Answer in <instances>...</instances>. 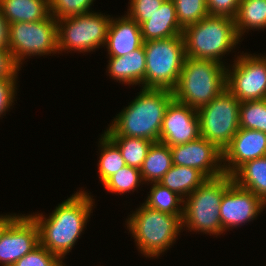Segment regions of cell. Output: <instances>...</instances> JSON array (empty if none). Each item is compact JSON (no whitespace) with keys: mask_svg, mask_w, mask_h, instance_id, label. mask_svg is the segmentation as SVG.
<instances>
[{"mask_svg":"<svg viewBox=\"0 0 266 266\" xmlns=\"http://www.w3.org/2000/svg\"><path fill=\"white\" fill-rule=\"evenodd\" d=\"M89 194L84 190L77 191L56 206L48 217L43 213L30 215L39 227L40 244L62 261L89 222L94 205Z\"/></svg>","mask_w":266,"mask_h":266,"instance_id":"cell-1","label":"cell"},{"mask_svg":"<svg viewBox=\"0 0 266 266\" xmlns=\"http://www.w3.org/2000/svg\"><path fill=\"white\" fill-rule=\"evenodd\" d=\"M142 91L119 112L104 131L106 136H127L159 142L167 106L174 99L168 89L141 88Z\"/></svg>","mask_w":266,"mask_h":266,"instance_id":"cell-2","label":"cell"},{"mask_svg":"<svg viewBox=\"0 0 266 266\" xmlns=\"http://www.w3.org/2000/svg\"><path fill=\"white\" fill-rule=\"evenodd\" d=\"M185 56L225 64L223 56L229 54L240 39L235 21L228 16L208 15L198 23L183 28Z\"/></svg>","mask_w":266,"mask_h":266,"instance_id":"cell-3","label":"cell"},{"mask_svg":"<svg viewBox=\"0 0 266 266\" xmlns=\"http://www.w3.org/2000/svg\"><path fill=\"white\" fill-rule=\"evenodd\" d=\"M226 68L217 61L185 57L174 100L196 110L207 105L227 88Z\"/></svg>","mask_w":266,"mask_h":266,"instance_id":"cell-4","label":"cell"},{"mask_svg":"<svg viewBox=\"0 0 266 266\" xmlns=\"http://www.w3.org/2000/svg\"><path fill=\"white\" fill-rule=\"evenodd\" d=\"M182 216L160 212L142 204L129 215L126 225L135 239L138 251L152 259L173 246L184 229Z\"/></svg>","mask_w":266,"mask_h":266,"instance_id":"cell-5","label":"cell"},{"mask_svg":"<svg viewBox=\"0 0 266 266\" xmlns=\"http://www.w3.org/2000/svg\"><path fill=\"white\" fill-rule=\"evenodd\" d=\"M232 175L208 178L184 200L182 226L186 230L210 235L224 233L220 220V202Z\"/></svg>","mask_w":266,"mask_h":266,"instance_id":"cell-6","label":"cell"},{"mask_svg":"<svg viewBox=\"0 0 266 266\" xmlns=\"http://www.w3.org/2000/svg\"><path fill=\"white\" fill-rule=\"evenodd\" d=\"M146 73L144 88L173 90L185 59L182 35L144 42Z\"/></svg>","mask_w":266,"mask_h":266,"instance_id":"cell-7","label":"cell"},{"mask_svg":"<svg viewBox=\"0 0 266 266\" xmlns=\"http://www.w3.org/2000/svg\"><path fill=\"white\" fill-rule=\"evenodd\" d=\"M110 17L92 11L57 20L58 53L68 50L84 53L104 47Z\"/></svg>","mask_w":266,"mask_h":266,"instance_id":"cell-8","label":"cell"},{"mask_svg":"<svg viewBox=\"0 0 266 266\" xmlns=\"http://www.w3.org/2000/svg\"><path fill=\"white\" fill-rule=\"evenodd\" d=\"M240 103L226 88L210 103L198 109L200 137L223 152L240 128Z\"/></svg>","mask_w":266,"mask_h":266,"instance_id":"cell-9","label":"cell"},{"mask_svg":"<svg viewBox=\"0 0 266 266\" xmlns=\"http://www.w3.org/2000/svg\"><path fill=\"white\" fill-rule=\"evenodd\" d=\"M9 50L14 60L22 62L30 56H44L58 52L57 20L50 15L36 22L9 24Z\"/></svg>","mask_w":266,"mask_h":266,"instance_id":"cell-10","label":"cell"},{"mask_svg":"<svg viewBox=\"0 0 266 266\" xmlns=\"http://www.w3.org/2000/svg\"><path fill=\"white\" fill-rule=\"evenodd\" d=\"M233 60L226 68L227 89L240 102L266 99V56L242 53Z\"/></svg>","mask_w":266,"mask_h":266,"instance_id":"cell-11","label":"cell"},{"mask_svg":"<svg viewBox=\"0 0 266 266\" xmlns=\"http://www.w3.org/2000/svg\"><path fill=\"white\" fill-rule=\"evenodd\" d=\"M265 207L266 204L259 197L232 180L220 202L222 229L226 232L256 219Z\"/></svg>","mask_w":266,"mask_h":266,"instance_id":"cell-12","label":"cell"},{"mask_svg":"<svg viewBox=\"0 0 266 266\" xmlns=\"http://www.w3.org/2000/svg\"><path fill=\"white\" fill-rule=\"evenodd\" d=\"M173 165L193 167L207 178L224 174L222 151L205 138L170 147Z\"/></svg>","mask_w":266,"mask_h":266,"instance_id":"cell-13","label":"cell"},{"mask_svg":"<svg viewBox=\"0 0 266 266\" xmlns=\"http://www.w3.org/2000/svg\"><path fill=\"white\" fill-rule=\"evenodd\" d=\"M200 137L197 110L172 100L167 106L159 135V142L176 146Z\"/></svg>","mask_w":266,"mask_h":266,"instance_id":"cell-14","label":"cell"},{"mask_svg":"<svg viewBox=\"0 0 266 266\" xmlns=\"http://www.w3.org/2000/svg\"><path fill=\"white\" fill-rule=\"evenodd\" d=\"M40 244L39 227L30 214L20 216L0 239V264L13 266Z\"/></svg>","mask_w":266,"mask_h":266,"instance_id":"cell-15","label":"cell"},{"mask_svg":"<svg viewBox=\"0 0 266 266\" xmlns=\"http://www.w3.org/2000/svg\"><path fill=\"white\" fill-rule=\"evenodd\" d=\"M264 156H266V133L239 128L222 152L224 174L232 175L245 162Z\"/></svg>","mask_w":266,"mask_h":266,"instance_id":"cell-16","label":"cell"},{"mask_svg":"<svg viewBox=\"0 0 266 266\" xmlns=\"http://www.w3.org/2000/svg\"><path fill=\"white\" fill-rule=\"evenodd\" d=\"M123 16L111 17L105 44L109 57L124 56L144 43L140 25L126 14Z\"/></svg>","mask_w":266,"mask_h":266,"instance_id":"cell-17","label":"cell"},{"mask_svg":"<svg viewBox=\"0 0 266 266\" xmlns=\"http://www.w3.org/2000/svg\"><path fill=\"white\" fill-rule=\"evenodd\" d=\"M107 70L109 76L119 83L127 85H142L146 73V57L144 44L120 57H109Z\"/></svg>","mask_w":266,"mask_h":266,"instance_id":"cell-18","label":"cell"},{"mask_svg":"<svg viewBox=\"0 0 266 266\" xmlns=\"http://www.w3.org/2000/svg\"><path fill=\"white\" fill-rule=\"evenodd\" d=\"M140 28L144 42L175 37L182 35L183 31L172 0H165L158 11L143 22Z\"/></svg>","mask_w":266,"mask_h":266,"instance_id":"cell-19","label":"cell"},{"mask_svg":"<svg viewBox=\"0 0 266 266\" xmlns=\"http://www.w3.org/2000/svg\"><path fill=\"white\" fill-rule=\"evenodd\" d=\"M0 9L9 24L36 22L50 16L49 0H0Z\"/></svg>","mask_w":266,"mask_h":266,"instance_id":"cell-20","label":"cell"},{"mask_svg":"<svg viewBox=\"0 0 266 266\" xmlns=\"http://www.w3.org/2000/svg\"><path fill=\"white\" fill-rule=\"evenodd\" d=\"M232 179L266 204V156L245 162L232 174Z\"/></svg>","mask_w":266,"mask_h":266,"instance_id":"cell-21","label":"cell"},{"mask_svg":"<svg viewBox=\"0 0 266 266\" xmlns=\"http://www.w3.org/2000/svg\"><path fill=\"white\" fill-rule=\"evenodd\" d=\"M207 179L196 168L173 165L159 183L185 199Z\"/></svg>","mask_w":266,"mask_h":266,"instance_id":"cell-22","label":"cell"},{"mask_svg":"<svg viewBox=\"0 0 266 266\" xmlns=\"http://www.w3.org/2000/svg\"><path fill=\"white\" fill-rule=\"evenodd\" d=\"M172 166L170 146L162 142H153L140 168L143 182H159Z\"/></svg>","mask_w":266,"mask_h":266,"instance_id":"cell-23","label":"cell"},{"mask_svg":"<svg viewBox=\"0 0 266 266\" xmlns=\"http://www.w3.org/2000/svg\"><path fill=\"white\" fill-rule=\"evenodd\" d=\"M235 28L239 39L250 30L266 28V0H240Z\"/></svg>","mask_w":266,"mask_h":266,"instance_id":"cell-24","label":"cell"},{"mask_svg":"<svg viewBox=\"0 0 266 266\" xmlns=\"http://www.w3.org/2000/svg\"><path fill=\"white\" fill-rule=\"evenodd\" d=\"M151 185L150 194L143 203L145 206L171 215H183L184 199L182 197L159 182Z\"/></svg>","mask_w":266,"mask_h":266,"instance_id":"cell-25","label":"cell"},{"mask_svg":"<svg viewBox=\"0 0 266 266\" xmlns=\"http://www.w3.org/2000/svg\"><path fill=\"white\" fill-rule=\"evenodd\" d=\"M120 150L125 164L140 169L152 145L151 140L127 136H107Z\"/></svg>","mask_w":266,"mask_h":266,"instance_id":"cell-26","label":"cell"},{"mask_svg":"<svg viewBox=\"0 0 266 266\" xmlns=\"http://www.w3.org/2000/svg\"><path fill=\"white\" fill-rule=\"evenodd\" d=\"M100 160L98 163L99 179L103 184L113 174L125 167V161L119 148L103 133L99 139Z\"/></svg>","mask_w":266,"mask_h":266,"instance_id":"cell-27","label":"cell"},{"mask_svg":"<svg viewBox=\"0 0 266 266\" xmlns=\"http://www.w3.org/2000/svg\"><path fill=\"white\" fill-rule=\"evenodd\" d=\"M239 127L266 133V99L240 103Z\"/></svg>","mask_w":266,"mask_h":266,"instance_id":"cell-28","label":"cell"},{"mask_svg":"<svg viewBox=\"0 0 266 266\" xmlns=\"http://www.w3.org/2000/svg\"><path fill=\"white\" fill-rule=\"evenodd\" d=\"M143 183L140 169L126 165L108 178L102 185L109 193L125 194L135 191Z\"/></svg>","mask_w":266,"mask_h":266,"instance_id":"cell-29","label":"cell"},{"mask_svg":"<svg viewBox=\"0 0 266 266\" xmlns=\"http://www.w3.org/2000/svg\"><path fill=\"white\" fill-rule=\"evenodd\" d=\"M176 9L178 23L182 28L208 16L206 0H172Z\"/></svg>","mask_w":266,"mask_h":266,"instance_id":"cell-30","label":"cell"},{"mask_svg":"<svg viewBox=\"0 0 266 266\" xmlns=\"http://www.w3.org/2000/svg\"><path fill=\"white\" fill-rule=\"evenodd\" d=\"M95 0H49L50 15L56 20L91 12Z\"/></svg>","mask_w":266,"mask_h":266,"instance_id":"cell-31","label":"cell"},{"mask_svg":"<svg viewBox=\"0 0 266 266\" xmlns=\"http://www.w3.org/2000/svg\"><path fill=\"white\" fill-rule=\"evenodd\" d=\"M63 261L44 246L39 244L31 252L23 256L13 266H63Z\"/></svg>","mask_w":266,"mask_h":266,"instance_id":"cell-32","label":"cell"},{"mask_svg":"<svg viewBox=\"0 0 266 266\" xmlns=\"http://www.w3.org/2000/svg\"><path fill=\"white\" fill-rule=\"evenodd\" d=\"M165 0H130L127 16L139 25L150 19Z\"/></svg>","mask_w":266,"mask_h":266,"instance_id":"cell-33","label":"cell"},{"mask_svg":"<svg viewBox=\"0 0 266 266\" xmlns=\"http://www.w3.org/2000/svg\"><path fill=\"white\" fill-rule=\"evenodd\" d=\"M16 81H18L17 78H0V117L14 105L16 90H18Z\"/></svg>","mask_w":266,"mask_h":266,"instance_id":"cell-34","label":"cell"},{"mask_svg":"<svg viewBox=\"0 0 266 266\" xmlns=\"http://www.w3.org/2000/svg\"><path fill=\"white\" fill-rule=\"evenodd\" d=\"M209 15L235 18L240 0H206Z\"/></svg>","mask_w":266,"mask_h":266,"instance_id":"cell-35","label":"cell"},{"mask_svg":"<svg viewBox=\"0 0 266 266\" xmlns=\"http://www.w3.org/2000/svg\"><path fill=\"white\" fill-rule=\"evenodd\" d=\"M20 68L9 49H0V78H18Z\"/></svg>","mask_w":266,"mask_h":266,"instance_id":"cell-36","label":"cell"},{"mask_svg":"<svg viewBox=\"0 0 266 266\" xmlns=\"http://www.w3.org/2000/svg\"><path fill=\"white\" fill-rule=\"evenodd\" d=\"M9 23L0 9V49H9L8 45Z\"/></svg>","mask_w":266,"mask_h":266,"instance_id":"cell-37","label":"cell"},{"mask_svg":"<svg viewBox=\"0 0 266 266\" xmlns=\"http://www.w3.org/2000/svg\"><path fill=\"white\" fill-rule=\"evenodd\" d=\"M20 215L11 214V215H0V239L8 227L19 217Z\"/></svg>","mask_w":266,"mask_h":266,"instance_id":"cell-38","label":"cell"}]
</instances>
